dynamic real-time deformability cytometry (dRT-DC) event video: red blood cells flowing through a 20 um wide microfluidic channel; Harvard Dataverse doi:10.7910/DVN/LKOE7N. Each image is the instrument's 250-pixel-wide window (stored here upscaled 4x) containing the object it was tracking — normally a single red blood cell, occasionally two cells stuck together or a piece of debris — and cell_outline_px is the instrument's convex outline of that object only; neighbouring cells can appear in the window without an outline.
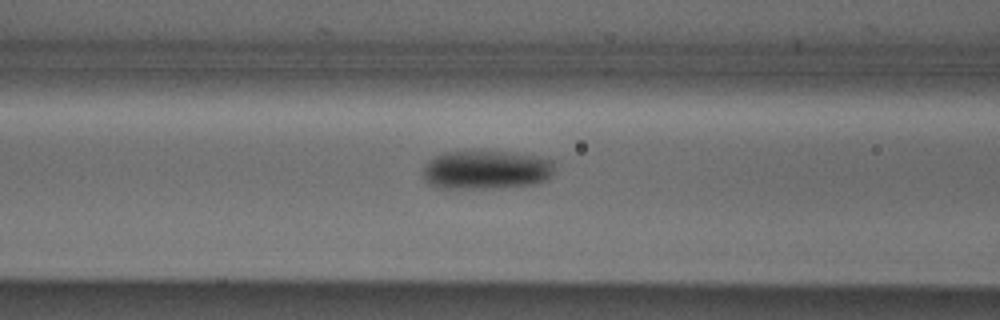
{"species": "Egyptian fruit bat (a non-hibernating species)", "species_latin": "Rousettus aegyptiacus", "temperature_condition": "cold", "stored_images_in_passage": 9, "camera_frame_rate_fps": 3000, "um_per_image_px": 0.085, "animal": {"sex": "male"}, "frame": {"image": 1, "passage_image": 7, "time_ms": 2.0, "image_size_px": [1000, 320], "cell_outline_px": [[552, 176], [548, 180], [532, 184], [504, 188], [440, 188], [428, 184], [424, 180], [420, 172], [428, 160], [444, 152], [512, 152], [552, 160]], "centroid_in_image_um": [41.27, 14.46], "position_along_channel_um": 125.3, "area_um2": 29.82}}